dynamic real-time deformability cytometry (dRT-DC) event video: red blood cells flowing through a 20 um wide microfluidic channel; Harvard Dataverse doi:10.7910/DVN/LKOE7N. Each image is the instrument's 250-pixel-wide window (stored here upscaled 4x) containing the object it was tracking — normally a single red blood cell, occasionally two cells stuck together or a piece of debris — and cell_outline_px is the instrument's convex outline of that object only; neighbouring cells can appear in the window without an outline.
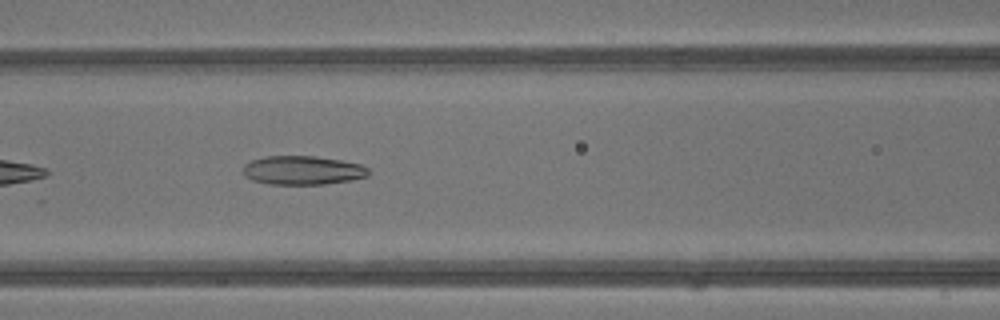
{"species": "common noctule bat (a hibernating species)", "species_latin": "Nyctalus noctula", "temperature_condition": "warm", "stored_images_in_passage": 12, "camera_frame_rate_fps": 3000, "um_per_image_px": 0.085, "animal": {"sex": "male", "body_mass_g": 13.3}, "frame": {"image": 1, "passage_image": 5, "time_ms": 1.333, "image_size_px": [1000, 320], "cell_outline_px": [[368, 176], [352, 180], [324, 184], [268, 184], [252, 180], [244, 176], [244, 164], [252, 160], [264, 156], [316, 156], [340, 160], [360, 164], [368, 168]], "centroid_in_image_um": [25.71, 14.47], "position_along_channel_um": 140.9, "area_um2": 21.1}}
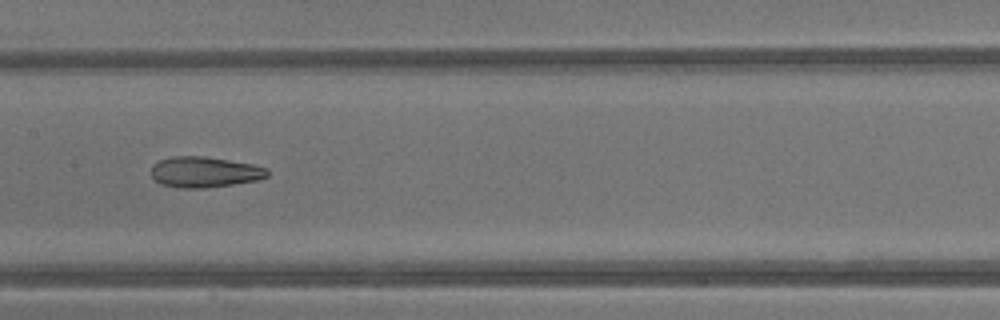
{"frame": {"image": 2, "passage_image": 8, "time_ms": 2.333, "image_size_px": [1000, 320], "cell_outline_px": [[268, 176], [256, 180], [232, 184], [204, 188], [180, 188], [160, 184], [152, 176], [152, 164], [160, 160], [172, 156], [204, 156], [252, 164], [268, 168]], "centroid_in_image_um": [17.37, 14.62], "position_along_channel_um": 190.0, "area_um2": 20.69}}